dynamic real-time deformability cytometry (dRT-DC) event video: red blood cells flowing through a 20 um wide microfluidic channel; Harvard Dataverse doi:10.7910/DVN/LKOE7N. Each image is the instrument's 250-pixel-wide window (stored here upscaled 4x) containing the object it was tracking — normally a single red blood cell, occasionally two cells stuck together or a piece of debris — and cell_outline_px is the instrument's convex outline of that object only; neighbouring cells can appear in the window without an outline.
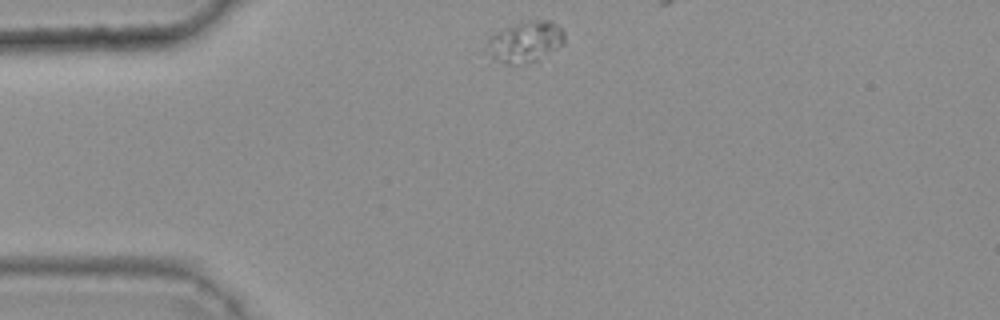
{"species": "common noctule bat (a hibernating species)", "species_latin": "Nyctalus noctula", "temperature_condition": "warm", "stored_images_in_passage": 12, "camera_frame_rate_fps": 3000, "um_per_image_px": 0.085, "animal": {"sex": "female", "body_mass_g": 25.1}, "frame": {"image": 1, "passage_image": 1, "time_ms": 0.0, "image_size_px": [1000, 320], "cell_outline_px": [[564, 44], [536, 60], [528, 64], [504, 64], [492, 60], [484, 52], [484, 48], [488, 36], [524, 20], [548, 20], [556, 24], [564, 32]], "centroid_in_image_um": [44.56, 3.58], "position_along_channel_um": 40.4, "area_um2": 18.96}}
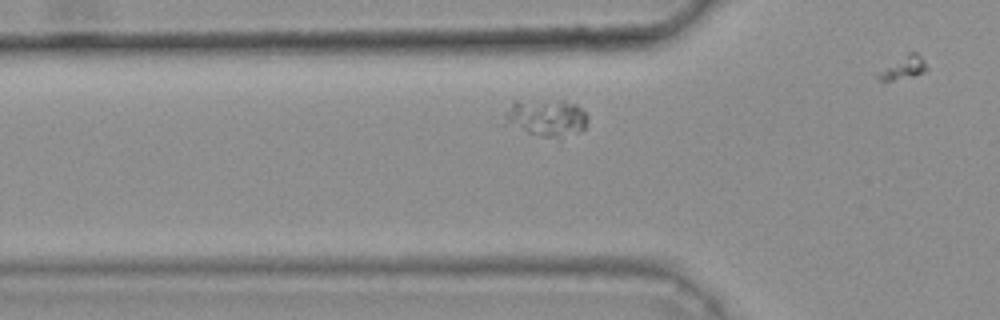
{"frame": {"image": 2, "passage_image": 7, "time_ms": 2.0, "image_size_px": [1000, 320], "cell_outline_px": [[588, 120], [584, 128], [580, 132], [560, 140], [540, 136], [504, 124], [504, 112], [516, 100], [564, 100], [576, 104], [588, 116]], "centroid_in_image_um": [46.45, 10.02], "position_along_channel_um": 79.3, "area_um2": 18.5}}
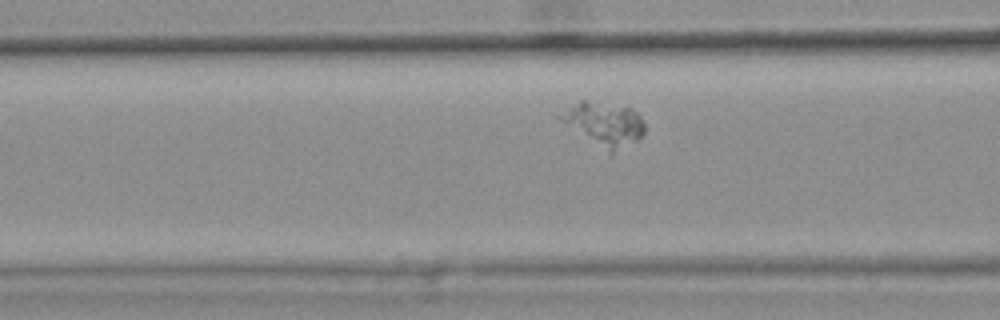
{"frame": {"image": 3, "passage_image": 10, "time_ms": 3.0, "image_size_px": [1000, 320], "cell_outline_px": [[644, 132], [636, 140], [612, 152], [556, 116], [580, 100], [584, 100], [632, 108], [640, 116], [644, 124]], "centroid_in_image_um": [51.41, 10.46], "position_along_channel_um": 115.2, "area_um2": 19.77}}